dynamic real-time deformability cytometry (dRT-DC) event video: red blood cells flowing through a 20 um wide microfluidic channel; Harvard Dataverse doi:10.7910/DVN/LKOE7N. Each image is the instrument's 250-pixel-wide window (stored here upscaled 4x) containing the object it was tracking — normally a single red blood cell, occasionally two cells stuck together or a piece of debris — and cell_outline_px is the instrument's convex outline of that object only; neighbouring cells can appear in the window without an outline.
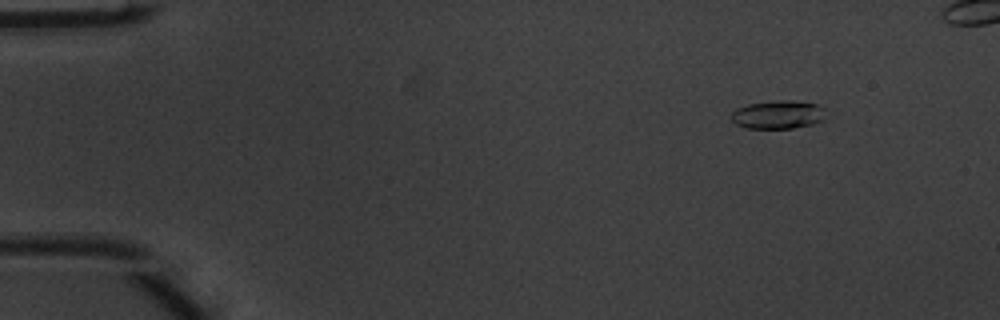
{"species": "common noctule bat (a hibernating species)", "species_latin": "Nyctalus noctula", "temperature_condition": "warm", "stored_images_in_passage": 44, "camera_frame_rate_fps": 3000, "um_per_image_px": 0.085, "animal": {"sex": "male", "body_mass_g": 20.1, "forearm_length_mm": 53.5}, "frame": {"image": 1, "passage_image": 2, "time_ms": 0.333, "image_size_px": [1000, 320], "cell_outline_px": [[824, 120], [812, 124], [792, 128], [744, 128], [736, 124], [732, 120], [732, 112], [736, 108], [748, 104], [780, 100], [792, 100], [820, 104], [824, 108]], "centroid_in_image_um": [66.15, 9.74], "position_along_channel_um": 18.9, "area_um2": 15.66}}
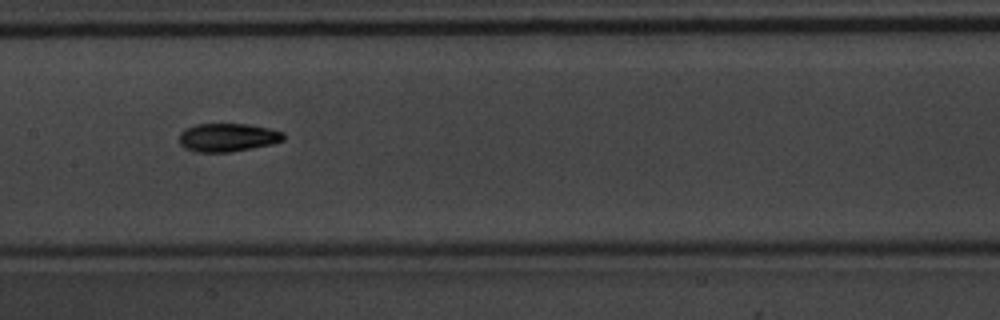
{"frame": {"image": 2, "passage_image": 22, "time_ms": 7.0, "image_size_px": [1000, 320], "cell_outline_px": [[284, 140], [272, 144], [252, 148], [228, 152], [196, 152], [184, 148], [180, 144], [180, 132], [196, 124], [248, 124], [268, 128], [284, 132]], "centroid_in_image_um": [19.36, 11.68], "position_along_channel_um": 188.0, "area_um2": 17.17}}
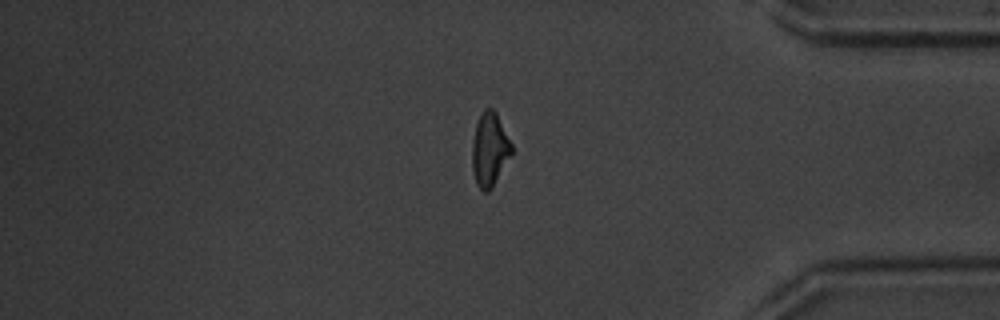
{"frame": {"image": 3, "passage_image": 39, "time_ms": 12.667, "image_size_px": [1000, 320], "cell_outline_px": [[512, 152], [492, 188], [488, 192], [484, 192], [476, 184], [472, 168], [472, 140], [476, 124], [484, 108], [492, 108], [496, 112], [512, 144]], "centroid_in_image_um": [41.6, 12.71], "position_along_channel_um": 393.6, "area_um2": 16.82}}